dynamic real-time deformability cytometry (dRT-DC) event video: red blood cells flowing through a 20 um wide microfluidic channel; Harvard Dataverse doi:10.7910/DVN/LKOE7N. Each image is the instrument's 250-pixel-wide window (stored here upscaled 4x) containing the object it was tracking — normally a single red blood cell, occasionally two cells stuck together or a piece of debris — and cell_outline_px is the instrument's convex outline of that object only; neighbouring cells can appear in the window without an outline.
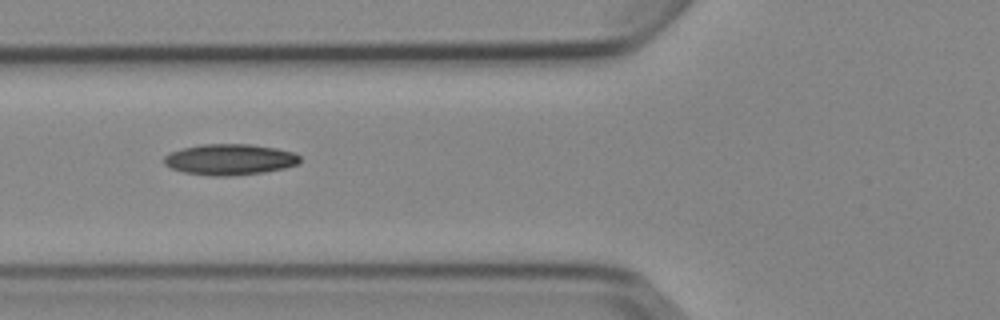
{"species": "Egyptian fruit bat (a non-hibernating species)", "species_latin": "Rousettus aegyptiacus", "temperature_condition": "cold", "stored_images_in_passage": 8, "camera_frame_rate_fps": 3000, "um_per_image_px": 0.085, "animal": {"sex": "female"}, "frame": {"image": 1, "passage_image": 5, "time_ms": 5.667, "image_size_px": [1000, 320], "cell_outline_px": [[300, 160], [296, 164], [284, 168], [264, 172], [228, 176], [212, 176], [184, 172], [172, 168], [164, 164], [164, 156], [168, 152], [200, 144], [248, 144], [276, 148], [296, 152], [300, 156]], "centroid_in_image_um": [19.52, 13.55], "position_along_channel_um": 106.3, "area_um2": 24.51}}
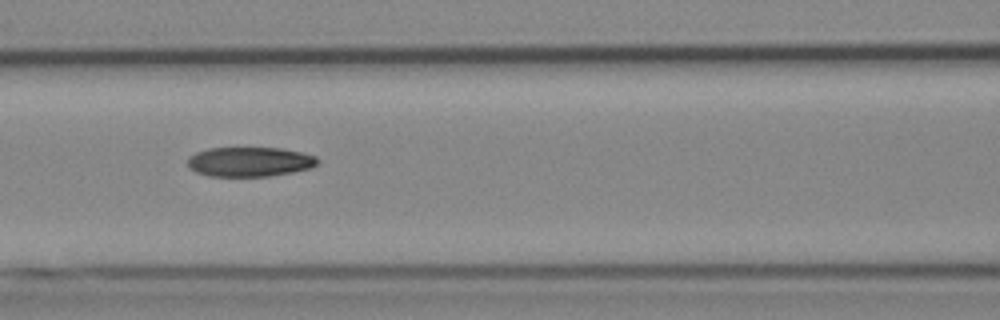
{"frame": {"image": 2, "passage_image": 6, "time_ms": 6.667, "image_size_px": [1000, 320], "cell_outline_px": [[320, 160], [312, 168], [292, 172], [268, 176], [208, 176], [196, 172], [188, 168], [188, 156], [196, 152], [208, 148], [284, 148], [304, 152], [316, 156]], "centroid_in_image_um": [21.23, 13.74], "position_along_channel_um": 145.4, "area_um2": 22.66}}
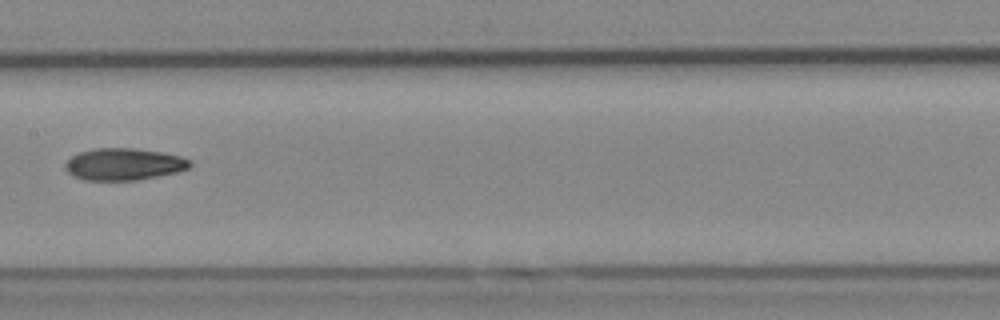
{"frame": {"image": 3, "passage_image": 7, "time_ms": 8.0, "image_size_px": [1000, 320], "cell_outline_px": [[192, 164], [188, 168], [176, 172], [136, 180], [84, 180], [72, 176], [64, 168], [64, 164], [72, 156], [80, 152], [92, 148], [132, 148], [160, 152], [180, 156], [192, 160]], "centroid_in_image_um": [10.5, 13.95], "position_along_channel_um": 196.9, "area_um2": 23.18}}